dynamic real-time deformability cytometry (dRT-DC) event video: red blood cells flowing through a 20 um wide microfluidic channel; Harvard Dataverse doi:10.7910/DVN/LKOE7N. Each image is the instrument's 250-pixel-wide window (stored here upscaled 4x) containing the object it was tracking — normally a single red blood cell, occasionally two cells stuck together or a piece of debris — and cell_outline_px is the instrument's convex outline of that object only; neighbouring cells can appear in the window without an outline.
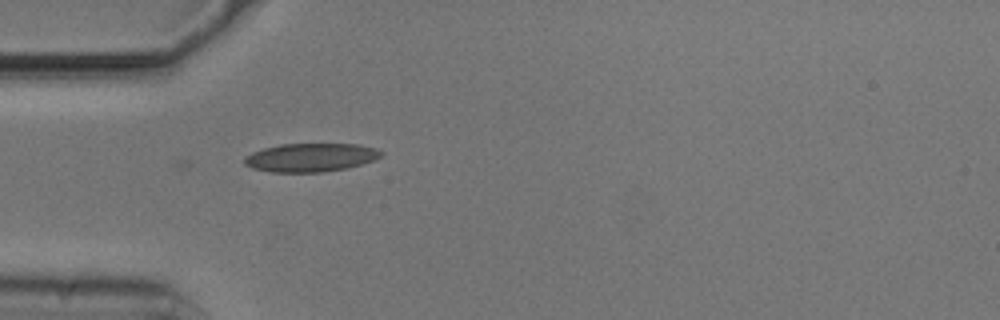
{"species": "common noctule bat (a hibernating species)", "species_latin": "Nyctalus noctula", "temperature_condition": "cold", "stored_images_in_passage": 31, "camera_frame_rate_fps": 3000, "um_per_image_px": 0.085, "animal": {"sex": "male", "body_mass_g": 20.5, "forearm_length_mm": 52.5}, "frame": {"image": 1, "passage_image": 1, "time_ms": 0.0, "image_size_px": [1000, 320], "cell_outline_px": [[384, 152], [380, 156], [372, 160], [348, 168], [320, 172], [272, 172], [252, 168], [244, 164], [244, 156], [252, 152], [264, 148], [280, 144], [356, 144], [376, 148]], "centroid_in_image_um": [26.37, 13.38], "position_along_channel_um": 58.6, "area_um2": 22.6}}
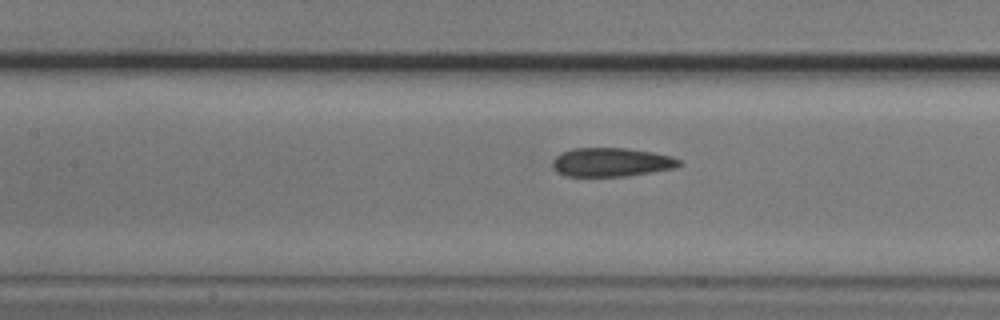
{"frame": {"image": 2, "passage_image": 9, "time_ms": 2.667, "image_size_px": [1000, 320], "cell_outline_px": [[684, 164], [676, 168], [628, 176], [564, 176], [556, 172], [552, 168], [552, 160], [560, 152], [572, 148], [624, 148], [652, 152], [672, 156], [680, 160]], "centroid_in_image_um": [51.95, 13.79], "position_along_channel_um": 155.4, "area_um2": 21.56}}
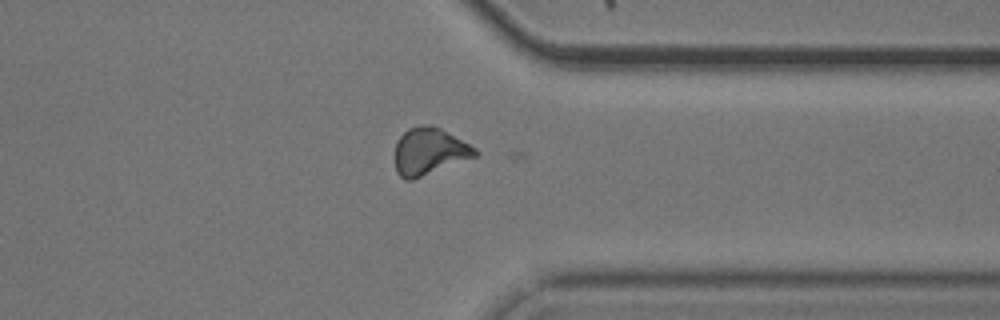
{"frame": {"image": 3, "passage_image": 27, "time_ms": 8.667, "image_size_px": [1000, 320], "cell_outline_px": [[480, 152], [476, 156], [412, 180], [404, 180], [396, 172], [396, 144], [400, 136], [408, 128], [420, 124], [428, 124], [440, 128], [476, 148]], "centroid_in_image_um": [36.48, 12.86], "position_along_channel_um": 374.9, "area_um2": 21.79}, "authors_computed_cell_mechanics": {"area_um2": 21.4438, "velocity_mm_per_s": 3.7064, "shape_relaxation_time_tau1_ms": null, "shape_relaxation_time_tau2_ms": 4.9647, "deformation_change_tau1": null, "deformation_change_tau2": 0.0871}}